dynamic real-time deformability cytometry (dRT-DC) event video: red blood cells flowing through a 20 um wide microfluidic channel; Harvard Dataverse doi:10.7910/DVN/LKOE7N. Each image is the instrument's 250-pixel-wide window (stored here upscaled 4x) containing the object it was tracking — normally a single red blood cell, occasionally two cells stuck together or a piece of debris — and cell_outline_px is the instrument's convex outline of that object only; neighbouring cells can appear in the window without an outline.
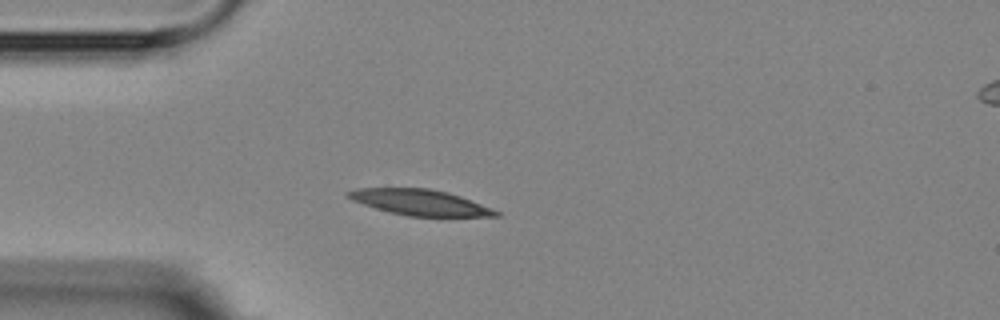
{"species": "Egyptian fruit bat (a non-hibernating species)", "species_latin": "Rousettus aegyptiacus", "temperature_condition": "room temperature", "stored_images_in_passage": 5, "camera_frame_rate_fps": 3000, "um_per_image_px": 0.085, "animal": {"sex": "female"}, "frame": {"image": 1, "passage_image": 4, "time_ms": 3.667, "image_size_px": [1000, 320], "cell_outline_px": [[500, 216], [408, 216], [388, 212], [352, 200], [344, 196], [344, 192], [356, 188], [428, 188], [448, 192], [460, 196], [492, 208], [500, 212]], "centroid_in_image_um": [35.65, 17.19], "position_along_channel_um": 49.3, "area_um2": 22.14}}